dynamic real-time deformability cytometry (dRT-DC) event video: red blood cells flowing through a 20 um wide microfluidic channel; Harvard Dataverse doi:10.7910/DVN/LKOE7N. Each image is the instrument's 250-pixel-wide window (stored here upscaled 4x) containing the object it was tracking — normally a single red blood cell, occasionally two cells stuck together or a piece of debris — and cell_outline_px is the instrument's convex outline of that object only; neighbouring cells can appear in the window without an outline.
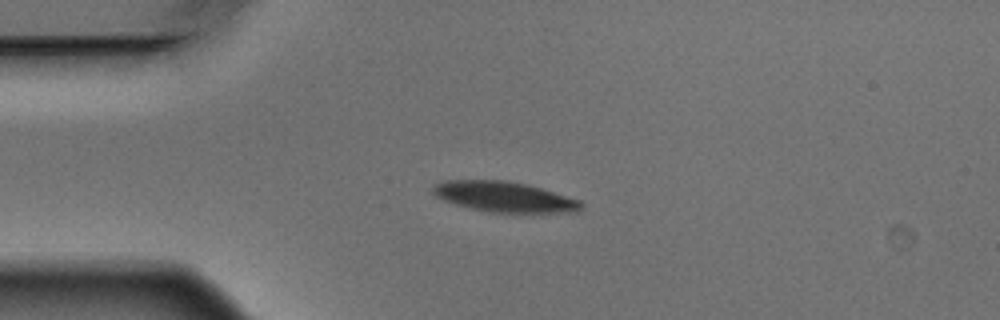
{"species": "Egyptian fruit bat (a non-hibernating species)", "species_latin": "Rousettus aegyptiacus", "temperature_condition": "warm", "stored_images_in_passage": 4, "camera_frame_rate_fps": 3000, "um_per_image_px": 0.085, "animal": {"sex": "male"}, "frame": {"image": 1, "passage_image": 3, "time_ms": 0.667, "image_size_px": [1000, 320], "cell_outline_px": [[584, 208], [576, 212], [488, 212], [456, 204], [444, 200], [436, 196], [432, 192], [432, 184], [448, 180], [504, 180], [524, 184], [540, 188], [580, 200], [584, 204]], "centroid_in_image_um": [42.86, 16.73], "position_along_channel_um": 42.1, "area_um2": 26.01}}